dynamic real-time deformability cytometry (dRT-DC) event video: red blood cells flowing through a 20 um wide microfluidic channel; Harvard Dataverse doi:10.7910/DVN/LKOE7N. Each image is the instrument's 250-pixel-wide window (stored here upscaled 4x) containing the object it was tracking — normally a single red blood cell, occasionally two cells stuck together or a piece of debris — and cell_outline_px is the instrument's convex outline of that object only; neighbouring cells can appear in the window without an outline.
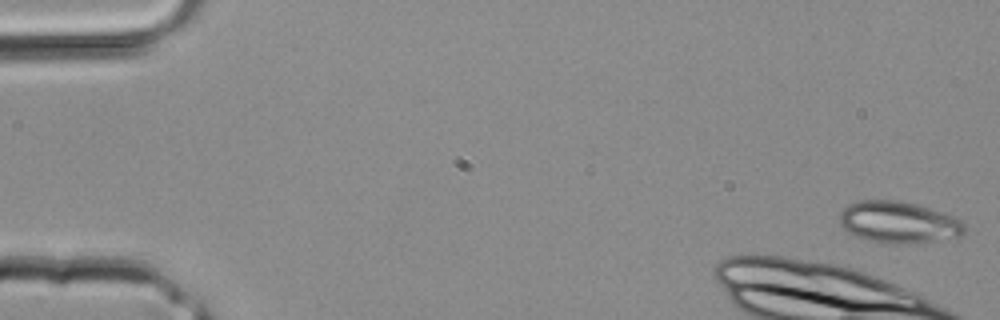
{"species": "common noctule bat (a hibernating species)", "species_latin": "Nyctalus noctula", "temperature_condition": "room temperature", "stored_images_in_passage": 4, "camera_frame_rate_fps": 3000, "um_per_image_px": 0.085, "animal": {"sex": "male", "body_mass_g": 20.4}, "frame": {"image": 1, "passage_image": 1, "time_ms": 0.0, "image_size_px": [1000, 320], "cell_outline_px": [[964, 232], [960, 236], [936, 240], [908, 244], [872, 240], [856, 236], [848, 232], [840, 224], [840, 212], [848, 204], [860, 200], [896, 200], [916, 204], [952, 216], [960, 220], [964, 224]], "centroid_in_image_um": [76.35, 18.87], "position_along_channel_um": 8.6, "area_um2": 29.77}}